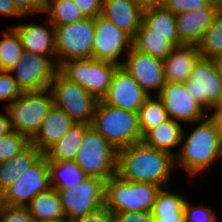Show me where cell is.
<instances>
[{
    "label": "cell",
    "instance_id": "4fadbf2b",
    "mask_svg": "<svg viewBox=\"0 0 222 222\" xmlns=\"http://www.w3.org/2000/svg\"><path fill=\"white\" fill-rule=\"evenodd\" d=\"M184 85L190 97L210 115L222 95V80L212 59L200 57Z\"/></svg>",
    "mask_w": 222,
    "mask_h": 222
},
{
    "label": "cell",
    "instance_id": "c3c4849f",
    "mask_svg": "<svg viewBox=\"0 0 222 222\" xmlns=\"http://www.w3.org/2000/svg\"><path fill=\"white\" fill-rule=\"evenodd\" d=\"M210 115L213 117H222V95H221L219 103L212 110V113Z\"/></svg>",
    "mask_w": 222,
    "mask_h": 222
},
{
    "label": "cell",
    "instance_id": "2e32d148",
    "mask_svg": "<svg viewBox=\"0 0 222 222\" xmlns=\"http://www.w3.org/2000/svg\"><path fill=\"white\" fill-rule=\"evenodd\" d=\"M170 119L195 125L209 114L187 92L184 83H165L158 94Z\"/></svg>",
    "mask_w": 222,
    "mask_h": 222
},
{
    "label": "cell",
    "instance_id": "8fae6325",
    "mask_svg": "<svg viewBox=\"0 0 222 222\" xmlns=\"http://www.w3.org/2000/svg\"><path fill=\"white\" fill-rule=\"evenodd\" d=\"M65 216L72 222L104 206L105 180L88 176L66 190H57Z\"/></svg>",
    "mask_w": 222,
    "mask_h": 222
},
{
    "label": "cell",
    "instance_id": "f6af8a7d",
    "mask_svg": "<svg viewBox=\"0 0 222 222\" xmlns=\"http://www.w3.org/2000/svg\"><path fill=\"white\" fill-rule=\"evenodd\" d=\"M3 107V112L0 111V136H4L12 130L8 109L6 106Z\"/></svg>",
    "mask_w": 222,
    "mask_h": 222
},
{
    "label": "cell",
    "instance_id": "9c48e42d",
    "mask_svg": "<svg viewBox=\"0 0 222 222\" xmlns=\"http://www.w3.org/2000/svg\"><path fill=\"white\" fill-rule=\"evenodd\" d=\"M118 66L110 61L90 58L64 62L58 70L98 100H102L110 88L112 76Z\"/></svg>",
    "mask_w": 222,
    "mask_h": 222
},
{
    "label": "cell",
    "instance_id": "5b68a950",
    "mask_svg": "<svg viewBox=\"0 0 222 222\" xmlns=\"http://www.w3.org/2000/svg\"><path fill=\"white\" fill-rule=\"evenodd\" d=\"M74 161L87 176L107 181L117 175L118 150L90 126L85 131Z\"/></svg>",
    "mask_w": 222,
    "mask_h": 222
},
{
    "label": "cell",
    "instance_id": "d590c367",
    "mask_svg": "<svg viewBox=\"0 0 222 222\" xmlns=\"http://www.w3.org/2000/svg\"><path fill=\"white\" fill-rule=\"evenodd\" d=\"M186 222H218V216L212 207L190 202L188 198L184 205Z\"/></svg>",
    "mask_w": 222,
    "mask_h": 222
},
{
    "label": "cell",
    "instance_id": "e0dca14e",
    "mask_svg": "<svg viewBox=\"0 0 222 222\" xmlns=\"http://www.w3.org/2000/svg\"><path fill=\"white\" fill-rule=\"evenodd\" d=\"M147 97L139 83L119 65L114 71L110 88L102 101L105 104L138 113Z\"/></svg>",
    "mask_w": 222,
    "mask_h": 222
},
{
    "label": "cell",
    "instance_id": "7a4b0ae2",
    "mask_svg": "<svg viewBox=\"0 0 222 222\" xmlns=\"http://www.w3.org/2000/svg\"><path fill=\"white\" fill-rule=\"evenodd\" d=\"M175 157L168 152L149 147L143 142L118 150L117 175L128 182H144L170 187Z\"/></svg>",
    "mask_w": 222,
    "mask_h": 222
},
{
    "label": "cell",
    "instance_id": "8992f818",
    "mask_svg": "<svg viewBox=\"0 0 222 222\" xmlns=\"http://www.w3.org/2000/svg\"><path fill=\"white\" fill-rule=\"evenodd\" d=\"M49 90L54 105L61 109L75 124L91 125L98 99L68 78L59 70L53 77Z\"/></svg>",
    "mask_w": 222,
    "mask_h": 222
},
{
    "label": "cell",
    "instance_id": "b9f144b4",
    "mask_svg": "<svg viewBox=\"0 0 222 222\" xmlns=\"http://www.w3.org/2000/svg\"><path fill=\"white\" fill-rule=\"evenodd\" d=\"M85 18H96L101 14L103 0H73Z\"/></svg>",
    "mask_w": 222,
    "mask_h": 222
},
{
    "label": "cell",
    "instance_id": "7bdbcfd3",
    "mask_svg": "<svg viewBox=\"0 0 222 222\" xmlns=\"http://www.w3.org/2000/svg\"><path fill=\"white\" fill-rule=\"evenodd\" d=\"M72 222H114V214L111 210L102 206L98 210Z\"/></svg>",
    "mask_w": 222,
    "mask_h": 222
},
{
    "label": "cell",
    "instance_id": "60d3db41",
    "mask_svg": "<svg viewBox=\"0 0 222 222\" xmlns=\"http://www.w3.org/2000/svg\"><path fill=\"white\" fill-rule=\"evenodd\" d=\"M114 222H156L155 217L151 212H121L113 213Z\"/></svg>",
    "mask_w": 222,
    "mask_h": 222
},
{
    "label": "cell",
    "instance_id": "74e56055",
    "mask_svg": "<svg viewBox=\"0 0 222 222\" xmlns=\"http://www.w3.org/2000/svg\"><path fill=\"white\" fill-rule=\"evenodd\" d=\"M0 222H34L26 206L0 204Z\"/></svg>",
    "mask_w": 222,
    "mask_h": 222
},
{
    "label": "cell",
    "instance_id": "ffe728a7",
    "mask_svg": "<svg viewBox=\"0 0 222 222\" xmlns=\"http://www.w3.org/2000/svg\"><path fill=\"white\" fill-rule=\"evenodd\" d=\"M101 15L133 39L142 24L143 8L137 0H103Z\"/></svg>",
    "mask_w": 222,
    "mask_h": 222
},
{
    "label": "cell",
    "instance_id": "f546056e",
    "mask_svg": "<svg viewBox=\"0 0 222 222\" xmlns=\"http://www.w3.org/2000/svg\"><path fill=\"white\" fill-rule=\"evenodd\" d=\"M26 207L34 220H48L65 216L59 193L54 188L39 193Z\"/></svg>",
    "mask_w": 222,
    "mask_h": 222
},
{
    "label": "cell",
    "instance_id": "836d02e7",
    "mask_svg": "<svg viewBox=\"0 0 222 222\" xmlns=\"http://www.w3.org/2000/svg\"><path fill=\"white\" fill-rule=\"evenodd\" d=\"M197 47L201 57L212 58L216 54L222 53V9L204 32Z\"/></svg>",
    "mask_w": 222,
    "mask_h": 222
},
{
    "label": "cell",
    "instance_id": "f1b7e54d",
    "mask_svg": "<svg viewBox=\"0 0 222 222\" xmlns=\"http://www.w3.org/2000/svg\"><path fill=\"white\" fill-rule=\"evenodd\" d=\"M132 46L140 52L162 60H164L175 47L171 41L149 30L143 23L133 38Z\"/></svg>",
    "mask_w": 222,
    "mask_h": 222
},
{
    "label": "cell",
    "instance_id": "52a82bcc",
    "mask_svg": "<svg viewBox=\"0 0 222 222\" xmlns=\"http://www.w3.org/2000/svg\"><path fill=\"white\" fill-rule=\"evenodd\" d=\"M53 105V96L49 89L22 92L7 106L11 129L31 140Z\"/></svg>",
    "mask_w": 222,
    "mask_h": 222
},
{
    "label": "cell",
    "instance_id": "4dcf8cb0",
    "mask_svg": "<svg viewBox=\"0 0 222 222\" xmlns=\"http://www.w3.org/2000/svg\"><path fill=\"white\" fill-rule=\"evenodd\" d=\"M44 13L52 25L74 23L85 18L73 0H44Z\"/></svg>",
    "mask_w": 222,
    "mask_h": 222
},
{
    "label": "cell",
    "instance_id": "ba28073f",
    "mask_svg": "<svg viewBox=\"0 0 222 222\" xmlns=\"http://www.w3.org/2000/svg\"><path fill=\"white\" fill-rule=\"evenodd\" d=\"M53 26L58 67L70 60L92 58L95 18H84L74 23Z\"/></svg>",
    "mask_w": 222,
    "mask_h": 222
},
{
    "label": "cell",
    "instance_id": "681fc988",
    "mask_svg": "<svg viewBox=\"0 0 222 222\" xmlns=\"http://www.w3.org/2000/svg\"><path fill=\"white\" fill-rule=\"evenodd\" d=\"M34 222H71L66 216L48 220H34Z\"/></svg>",
    "mask_w": 222,
    "mask_h": 222
},
{
    "label": "cell",
    "instance_id": "603a6c76",
    "mask_svg": "<svg viewBox=\"0 0 222 222\" xmlns=\"http://www.w3.org/2000/svg\"><path fill=\"white\" fill-rule=\"evenodd\" d=\"M183 130L182 123L169 118L162 124L148 130L143 135L142 142L149 147L168 152L175 157L181 146Z\"/></svg>",
    "mask_w": 222,
    "mask_h": 222
},
{
    "label": "cell",
    "instance_id": "ab89813d",
    "mask_svg": "<svg viewBox=\"0 0 222 222\" xmlns=\"http://www.w3.org/2000/svg\"><path fill=\"white\" fill-rule=\"evenodd\" d=\"M17 11L23 16H36L40 13L43 14L44 0H12Z\"/></svg>",
    "mask_w": 222,
    "mask_h": 222
},
{
    "label": "cell",
    "instance_id": "816d5d0a",
    "mask_svg": "<svg viewBox=\"0 0 222 222\" xmlns=\"http://www.w3.org/2000/svg\"><path fill=\"white\" fill-rule=\"evenodd\" d=\"M209 1L222 7V0H209Z\"/></svg>",
    "mask_w": 222,
    "mask_h": 222
},
{
    "label": "cell",
    "instance_id": "30bf717a",
    "mask_svg": "<svg viewBox=\"0 0 222 222\" xmlns=\"http://www.w3.org/2000/svg\"><path fill=\"white\" fill-rule=\"evenodd\" d=\"M50 188L48 158L43 154L0 195V204L26 206L35 196Z\"/></svg>",
    "mask_w": 222,
    "mask_h": 222
},
{
    "label": "cell",
    "instance_id": "d4e9b609",
    "mask_svg": "<svg viewBox=\"0 0 222 222\" xmlns=\"http://www.w3.org/2000/svg\"><path fill=\"white\" fill-rule=\"evenodd\" d=\"M42 155L43 153L30 143L14 157L0 162V195Z\"/></svg>",
    "mask_w": 222,
    "mask_h": 222
},
{
    "label": "cell",
    "instance_id": "6da1fadb",
    "mask_svg": "<svg viewBox=\"0 0 222 222\" xmlns=\"http://www.w3.org/2000/svg\"><path fill=\"white\" fill-rule=\"evenodd\" d=\"M194 124L196 125L191 126L193 128L190 132L184 127L181 146L175 156V166L196 180L220 163L222 144L220 129L213 116L208 115Z\"/></svg>",
    "mask_w": 222,
    "mask_h": 222
},
{
    "label": "cell",
    "instance_id": "7402d4cb",
    "mask_svg": "<svg viewBox=\"0 0 222 222\" xmlns=\"http://www.w3.org/2000/svg\"><path fill=\"white\" fill-rule=\"evenodd\" d=\"M74 124L61 109L53 105L30 143L45 154Z\"/></svg>",
    "mask_w": 222,
    "mask_h": 222
},
{
    "label": "cell",
    "instance_id": "ac0fdd59",
    "mask_svg": "<svg viewBox=\"0 0 222 222\" xmlns=\"http://www.w3.org/2000/svg\"><path fill=\"white\" fill-rule=\"evenodd\" d=\"M221 9V6L210 2L198 10L176 14V29L181 44L197 46Z\"/></svg>",
    "mask_w": 222,
    "mask_h": 222
},
{
    "label": "cell",
    "instance_id": "7c38bea8",
    "mask_svg": "<svg viewBox=\"0 0 222 222\" xmlns=\"http://www.w3.org/2000/svg\"><path fill=\"white\" fill-rule=\"evenodd\" d=\"M56 58L23 51L17 64L9 71L22 92L42 91L58 71Z\"/></svg>",
    "mask_w": 222,
    "mask_h": 222
},
{
    "label": "cell",
    "instance_id": "8d00e7d4",
    "mask_svg": "<svg viewBox=\"0 0 222 222\" xmlns=\"http://www.w3.org/2000/svg\"><path fill=\"white\" fill-rule=\"evenodd\" d=\"M22 94L13 76L8 71H0V102L5 103L6 107L14 102Z\"/></svg>",
    "mask_w": 222,
    "mask_h": 222
},
{
    "label": "cell",
    "instance_id": "7dc6e473",
    "mask_svg": "<svg viewBox=\"0 0 222 222\" xmlns=\"http://www.w3.org/2000/svg\"><path fill=\"white\" fill-rule=\"evenodd\" d=\"M211 59L215 65L217 74L219 75V77L222 80V53L216 54Z\"/></svg>",
    "mask_w": 222,
    "mask_h": 222
},
{
    "label": "cell",
    "instance_id": "9a60e30c",
    "mask_svg": "<svg viewBox=\"0 0 222 222\" xmlns=\"http://www.w3.org/2000/svg\"><path fill=\"white\" fill-rule=\"evenodd\" d=\"M120 66L139 83L148 96L158 95L166 83L163 60L140 52L133 46Z\"/></svg>",
    "mask_w": 222,
    "mask_h": 222
},
{
    "label": "cell",
    "instance_id": "e575fe53",
    "mask_svg": "<svg viewBox=\"0 0 222 222\" xmlns=\"http://www.w3.org/2000/svg\"><path fill=\"white\" fill-rule=\"evenodd\" d=\"M30 144V140L16 131L11 130L0 136V162L7 161L20 153Z\"/></svg>",
    "mask_w": 222,
    "mask_h": 222
},
{
    "label": "cell",
    "instance_id": "4316f807",
    "mask_svg": "<svg viewBox=\"0 0 222 222\" xmlns=\"http://www.w3.org/2000/svg\"><path fill=\"white\" fill-rule=\"evenodd\" d=\"M91 125L74 124L46 153L48 161H74L85 131Z\"/></svg>",
    "mask_w": 222,
    "mask_h": 222
},
{
    "label": "cell",
    "instance_id": "f35d334b",
    "mask_svg": "<svg viewBox=\"0 0 222 222\" xmlns=\"http://www.w3.org/2000/svg\"><path fill=\"white\" fill-rule=\"evenodd\" d=\"M209 3V0H165L163 7L176 15L198 10Z\"/></svg>",
    "mask_w": 222,
    "mask_h": 222
},
{
    "label": "cell",
    "instance_id": "5bb4252c",
    "mask_svg": "<svg viewBox=\"0 0 222 222\" xmlns=\"http://www.w3.org/2000/svg\"><path fill=\"white\" fill-rule=\"evenodd\" d=\"M132 41L133 39L127 33L101 14L95 18V36L92 46L93 59L121 65L123 62L121 56L127 55L132 48Z\"/></svg>",
    "mask_w": 222,
    "mask_h": 222
},
{
    "label": "cell",
    "instance_id": "83f0119b",
    "mask_svg": "<svg viewBox=\"0 0 222 222\" xmlns=\"http://www.w3.org/2000/svg\"><path fill=\"white\" fill-rule=\"evenodd\" d=\"M51 188L66 190L81 183L88 176L75 161H48Z\"/></svg>",
    "mask_w": 222,
    "mask_h": 222
},
{
    "label": "cell",
    "instance_id": "44dd1931",
    "mask_svg": "<svg viewBox=\"0 0 222 222\" xmlns=\"http://www.w3.org/2000/svg\"><path fill=\"white\" fill-rule=\"evenodd\" d=\"M200 57L201 54L195 45L175 46L163 60L166 83H186Z\"/></svg>",
    "mask_w": 222,
    "mask_h": 222
},
{
    "label": "cell",
    "instance_id": "bcb514c9",
    "mask_svg": "<svg viewBox=\"0 0 222 222\" xmlns=\"http://www.w3.org/2000/svg\"><path fill=\"white\" fill-rule=\"evenodd\" d=\"M143 9L151 7H162L165 0H137Z\"/></svg>",
    "mask_w": 222,
    "mask_h": 222
},
{
    "label": "cell",
    "instance_id": "cb8c5ba5",
    "mask_svg": "<svg viewBox=\"0 0 222 222\" xmlns=\"http://www.w3.org/2000/svg\"><path fill=\"white\" fill-rule=\"evenodd\" d=\"M183 195L172 192L170 187L161 188L151 211L156 222H186L184 205L188 198Z\"/></svg>",
    "mask_w": 222,
    "mask_h": 222
},
{
    "label": "cell",
    "instance_id": "d6986e66",
    "mask_svg": "<svg viewBox=\"0 0 222 222\" xmlns=\"http://www.w3.org/2000/svg\"><path fill=\"white\" fill-rule=\"evenodd\" d=\"M12 25L25 51L56 58L54 26L45 18L46 25L35 22Z\"/></svg>",
    "mask_w": 222,
    "mask_h": 222
},
{
    "label": "cell",
    "instance_id": "277c9868",
    "mask_svg": "<svg viewBox=\"0 0 222 222\" xmlns=\"http://www.w3.org/2000/svg\"><path fill=\"white\" fill-rule=\"evenodd\" d=\"M160 189L158 185L128 182L115 175L105 181L104 206L113 213L151 212Z\"/></svg>",
    "mask_w": 222,
    "mask_h": 222
},
{
    "label": "cell",
    "instance_id": "1f68e13d",
    "mask_svg": "<svg viewBox=\"0 0 222 222\" xmlns=\"http://www.w3.org/2000/svg\"><path fill=\"white\" fill-rule=\"evenodd\" d=\"M169 119L168 113L158 95L148 96L138 111L139 127L142 136L150 129Z\"/></svg>",
    "mask_w": 222,
    "mask_h": 222
},
{
    "label": "cell",
    "instance_id": "ee69618b",
    "mask_svg": "<svg viewBox=\"0 0 222 222\" xmlns=\"http://www.w3.org/2000/svg\"><path fill=\"white\" fill-rule=\"evenodd\" d=\"M0 14L22 18L23 16L17 11L12 0H0Z\"/></svg>",
    "mask_w": 222,
    "mask_h": 222
},
{
    "label": "cell",
    "instance_id": "3957f363",
    "mask_svg": "<svg viewBox=\"0 0 222 222\" xmlns=\"http://www.w3.org/2000/svg\"><path fill=\"white\" fill-rule=\"evenodd\" d=\"M91 126L117 150L142 142L138 113L123 110L99 100Z\"/></svg>",
    "mask_w": 222,
    "mask_h": 222
},
{
    "label": "cell",
    "instance_id": "f907efd6",
    "mask_svg": "<svg viewBox=\"0 0 222 222\" xmlns=\"http://www.w3.org/2000/svg\"><path fill=\"white\" fill-rule=\"evenodd\" d=\"M217 121V124L220 129V137H221V144H222V117H214Z\"/></svg>",
    "mask_w": 222,
    "mask_h": 222
},
{
    "label": "cell",
    "instance_id": "484cf974",
    "mask_svg": "<svg viewBox=\"0 0 222 222\" xmlns=\"http://www.w3.org/2000/svg\"><path fill=\"white\" fill-rule=\"evenodd\" d=\"M142 23L149 30L171 41L175 46L182 45L178 38L175 14L163 6L143 9Z\"/></svg>",
    "mask_w": 222,
    "mask_h": 222
},
{
    "label": "cell",
    "instance_id": "d6a6232c",
    "mask_svg": "<svg viewBox=\"0 0 222 222\" xmlns=\"http://www.w3.org/2000/svg\"><path fill=\"white\" fill-rule=\"evenodd\" d=\"M0 40V71H11L20 59L24 48L20 37L12 26L3 31Z\"/></svg>",
    "mask_w": 222,
    "mask_h": 222
}]
</instances>
